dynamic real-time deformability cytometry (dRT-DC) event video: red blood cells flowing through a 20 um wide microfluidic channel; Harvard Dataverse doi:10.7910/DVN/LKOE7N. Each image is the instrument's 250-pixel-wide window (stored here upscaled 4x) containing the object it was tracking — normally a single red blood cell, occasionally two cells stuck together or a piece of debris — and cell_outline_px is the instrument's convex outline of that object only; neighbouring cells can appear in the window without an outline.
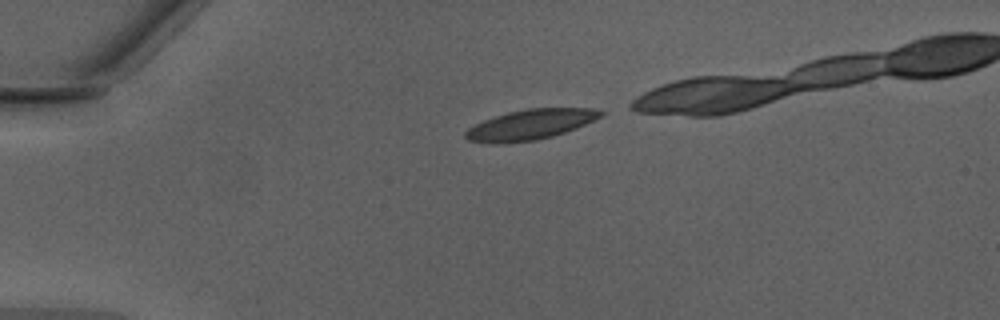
{"species": "Egyptian fruit bat (a non-hibernating species)", "species_latin": "Rousettus aegyptiacus", "temperature_condition": "warm", "stored_images_in_passage": 12, "camera_frame_rate_fps": 3000, "um_per_image_px": 0.085, "animal": {"sex": "male"}, "frame": {"image": 1, "passage_image": 1, "time_ms": 0.0, "image_size_px": [1000, 320], "cell_outline_px": [[608, 112], [604, 116], [576, 128], [552, 136], [536, 140], [500, 144], [488, 144], [468, 140], [464, 136], [464, 132], [468, 128], [484, 120], [508, 112], [528, 108], [592, 108]], "centroid_in_image_um": [45.09, 10.59], "position_along_channel_um": 39.9, "area_um2": 23.99}}
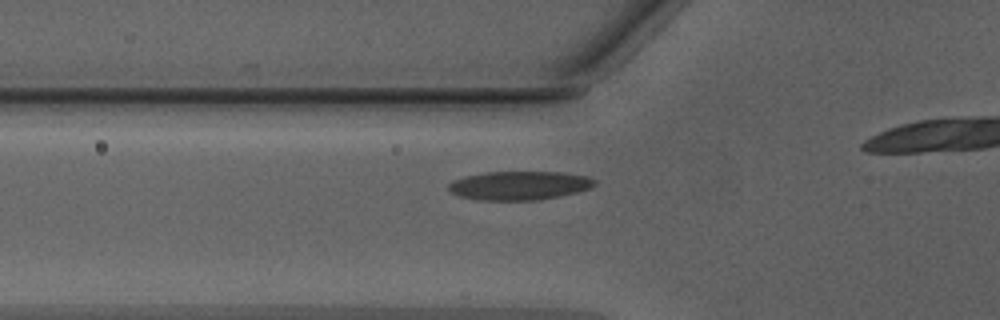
{"frame": {"image": 2, "passage_image": 7, "time_ms": 2.0, "image_size_px": [1000, 320], "cell_outline_px": [[596, 184], [588, 188], [576, 192], [560, 196], [536, 200], [480, 200], [460, 196], [452, 192], [448, 188], [448, 184], [452, 180], [464, 176], [484, 172], [560, 172], [588, 176], [596, 180]], "centroid_in_image_um": [44.13, 15.76], "position_along_channel_um": 81.7, "area_um2": 24.45}}
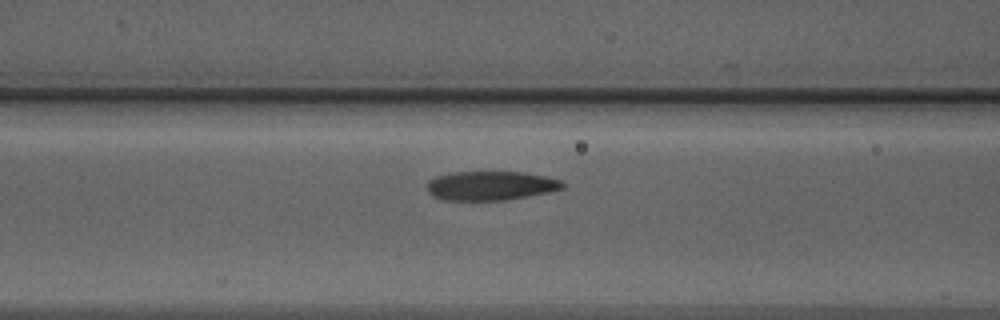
{"frame": {"image": 3, "passage_image": 10, "time_ms": 3.0, "image_size_px": [1000, 320], "cell_outline_px": [[564, 188], [548, 192], [528, 196], [504, 200], [444, 200], [432, 196], [428, 192], [428, 180], [436, 176], [452, 172], [524, 172], [544, 176], [560, 180], [564, 184]], "centroid_in_image_um": [41.68, 15.78], "position_along_channel_um": 124.9, "area_um2": 22.95}}